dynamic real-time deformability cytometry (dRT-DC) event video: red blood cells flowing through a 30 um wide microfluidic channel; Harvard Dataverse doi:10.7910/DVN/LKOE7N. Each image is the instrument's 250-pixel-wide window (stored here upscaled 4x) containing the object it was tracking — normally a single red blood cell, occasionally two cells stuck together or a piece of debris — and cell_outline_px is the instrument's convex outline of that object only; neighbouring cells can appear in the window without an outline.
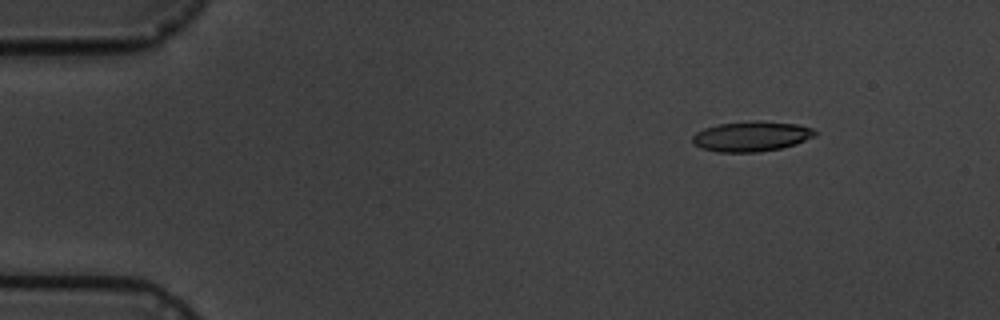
{"species": "common noctule bat (a hibernating species)", "species_latin": "Nyctalus noctula", "temperature_condition": "cold", "stored_images_in_passage": 4, "camera_frame_rate_fps": 3000, "um_per_image_px": 0.085, "animal": {"sex": "male", "body_mass_g": 19.5, "forearm_length_mm": 54.6}, "frame": {"image": 1, "passage_image": 2, "time_ms": 1.0, "image_size_px": [1000, 320], "cell_outline_px": [[816, 136], [796, 144], [780, 148], [756, 152], [720, 152], [700, 148], [692, 144], [692, 136], [696, 132], [704, 128], [720, 124], [796, 124], [812, 128], [816, 132]], "centroid_in_image_um": [63.82, 11.65], "position_along_channel_um": 21.2, "area_um2": 20.4}}
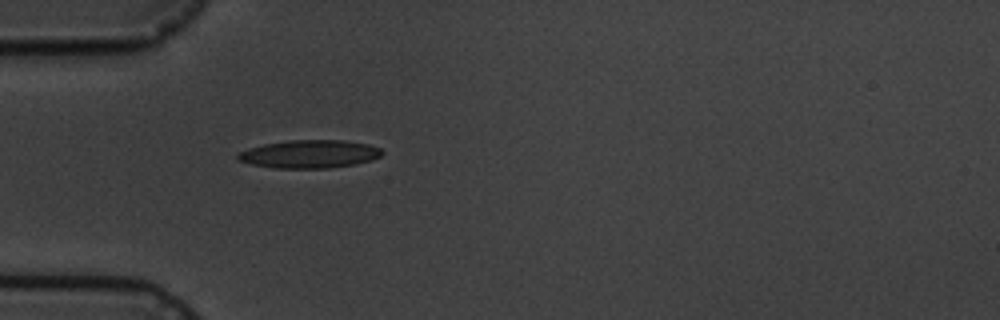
{"frame": {"image": 2, "passage_image": 4, "time_ms": 4.333, "image_size_px": [1000, 320], "cell_outline_px": [[384, 152], [380, 156], [372, 160], [352, 164], [328, 168], [272, 168], [252, 164], [240, 160], [236, 156], [240, 152], [248, 148], [264, 144], [288, 140], [344, 140], [368, 144], [380, 148]], "centroid_in_image_um": [26.32, 13.09], "position_along_channel_um": 58.7, "area_um2": 23.47}}